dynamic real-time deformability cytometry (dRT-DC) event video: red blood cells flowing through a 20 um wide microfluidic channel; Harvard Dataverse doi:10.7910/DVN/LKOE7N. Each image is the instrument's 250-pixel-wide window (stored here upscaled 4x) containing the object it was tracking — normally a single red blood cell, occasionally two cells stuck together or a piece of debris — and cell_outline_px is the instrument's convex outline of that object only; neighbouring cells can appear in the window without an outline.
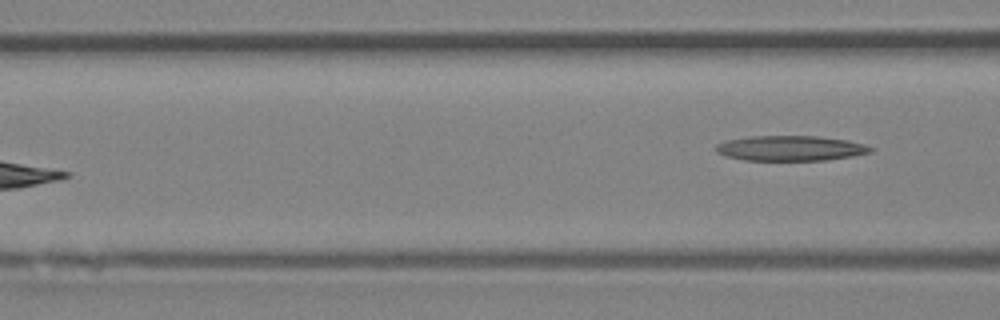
{"species": "Egyptian fruit bat (a non-hibernating species)", "species_latin": "Rousettus aegyptiacus", "temperature_condition": "room temperature", "stored_images_in_passage": 6, "camera_frame_rate_fps": 3000, "um_per_image_px": 0.085, "animal": {"sex": "female"}, "frame": {"image": 1, "passage_image": 6, "time_ms": 5.667, "image_size_px": [1000, 320], "cell_outline_px": [[876, 148], [872, 152], [852, 156], [828, 160], [744, 160], [724, 156], [716, 152], [716, 144], [728, 140], [752, 136], [816, 136], [848, 140], [864, 144]], "centroid_in_image_um": [67.22, 12.6], "position_along_channel_um": 99.4, "area_um2": 22.72}}